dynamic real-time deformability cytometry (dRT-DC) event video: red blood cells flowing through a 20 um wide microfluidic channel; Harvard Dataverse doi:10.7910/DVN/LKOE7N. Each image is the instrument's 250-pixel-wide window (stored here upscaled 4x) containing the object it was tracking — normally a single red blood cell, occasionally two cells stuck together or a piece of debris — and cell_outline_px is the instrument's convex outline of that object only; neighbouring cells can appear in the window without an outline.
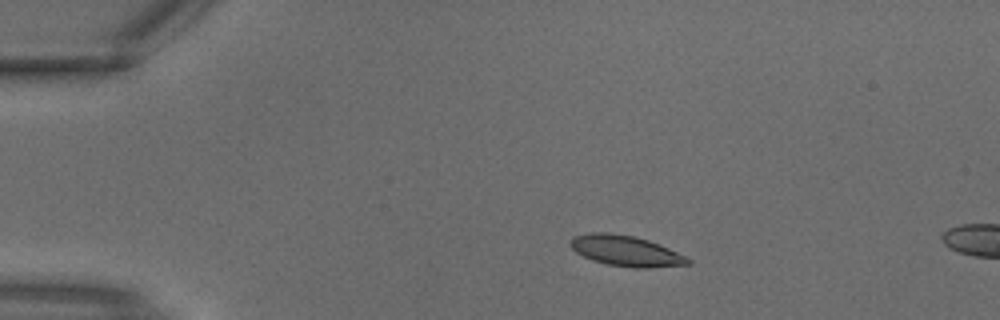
{"species": "common noctule bat (a hibernating species)", "species_latin": "Nyctalus noctula", "temperature_condition": "warm", "stored_images_in_passage": 3, "segment_of_instrument_passage": [1, 2], "camera_frame_rate_fps": 3000, "um_per_image_px": 0.085, "animal": {"sex": "male", "body_mass_g": 18.8}, "frame": {"image": 1, "passage_image": 2, "time_ms": 0.333, "image_size_px": [1000, 320], "cell_outline_px": [[692, 264], [648, 268], [636, 268], [608, 264], [592, 260], [576, 252], [568, 244], [568, 240], [572, 236], [592, 232], [608, 232], [632, 236], [648, 240], [688, 256], [692, 260]], "centroid_in_image_um": [53.2, 21.32], "position_along_channel_um": 31.8, "area_um2": 21.1}}